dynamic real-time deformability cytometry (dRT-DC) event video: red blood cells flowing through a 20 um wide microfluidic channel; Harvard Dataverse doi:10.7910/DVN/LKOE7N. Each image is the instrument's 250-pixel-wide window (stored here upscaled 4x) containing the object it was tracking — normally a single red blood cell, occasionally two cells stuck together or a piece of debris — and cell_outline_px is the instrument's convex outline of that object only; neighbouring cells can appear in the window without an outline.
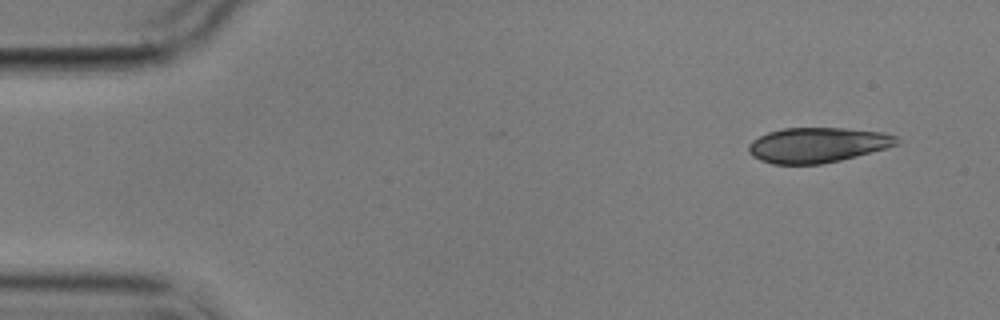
{"species": "common noctule bat (a hibernating species)", "species_latin": "Nyctalus noctula", "temperature_condition": "cold", "stored_images_in_passage": 4, "camera_frame_rate_fps": 3000, "um_per_image_px": 0.085, "animal": {"sex": "male", "body_mass_g": 17.9}, "frame": {"image": 1, "passage_image": 1, "time_ms": 0.0, "image_size_px": [1000, 320], "cell_outline_px": [[900, 144], [856, 156], [840, 160], [820, 164], [772, 164], [760, 160], [752, 156], [748, 152], [748, 144], [752, 140], [768, 132], [784, 128], [844, 128], [880, 132], [896, 136], [900, 140]], "centroid_in_image_um": [69.46, 12.32], "position_along_channel_um": 15.5, "area_um2": 30.23}}